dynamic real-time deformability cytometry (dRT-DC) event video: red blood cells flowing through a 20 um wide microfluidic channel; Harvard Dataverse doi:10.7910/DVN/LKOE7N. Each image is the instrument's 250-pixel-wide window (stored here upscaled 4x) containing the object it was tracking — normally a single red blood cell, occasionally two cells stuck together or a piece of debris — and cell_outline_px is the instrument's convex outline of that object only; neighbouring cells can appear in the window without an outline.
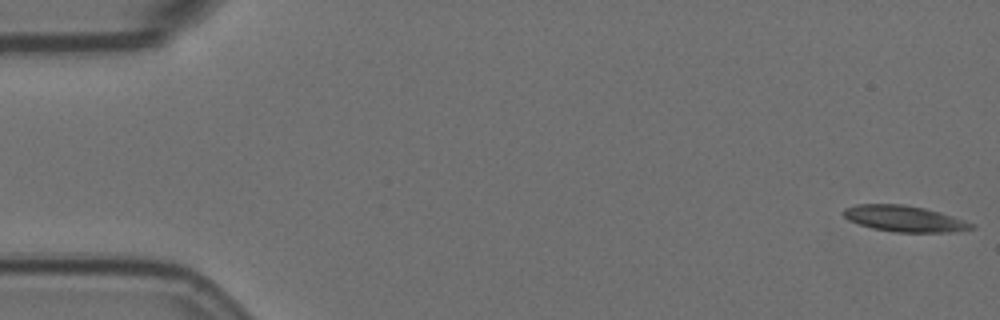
{"species": "Egyptian fruit bat (a non-hibernating species)", "species_latin": "Rousettus aegyptiacus", "temperature_condition": "room temperature", "stored_images_in_passage": 57, "camera_frame_rate_fps": 3000, "um_per_image_px": 0.085, "animal": {"sex": "female"}, "frame": {"image": 1, "passage_image": 1, "time_ms": 0.0, "image_size_px": [1000, 320], "cell_outline_px": [[976, 228], [956, 232], [896, 232], [872, 228], [848, 220], [840, 212], [844, 208], [856, 204], [904, 204], [924, 208], [940, 212], [976, 224]], "centroid_in_image_um": [76.88, 18.58], "position_along_channel_um": 8.1, "area_um2": 19.59}}
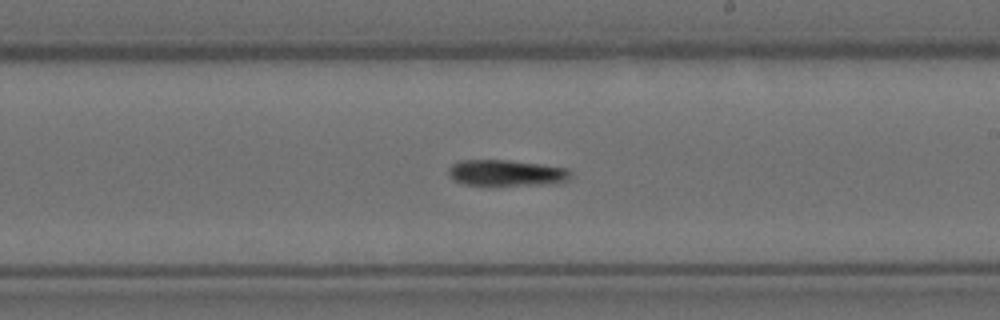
{"frame": {"image": 2, "passage_image": 33, "time_ms": 10.667, "image_size_px": [1000, 320], "cell_outline_px": [[572, 180], [560, 184], [464, 184], [448, 176], [448, 168], [452, 164], [460, 160], [508, 160], [540, 164], [568, 168], [572, 172]], "centroid_in_image_um": [43.13, 14.69], "position_along_channel_um": 245.9, "area_um2": 18.61}}
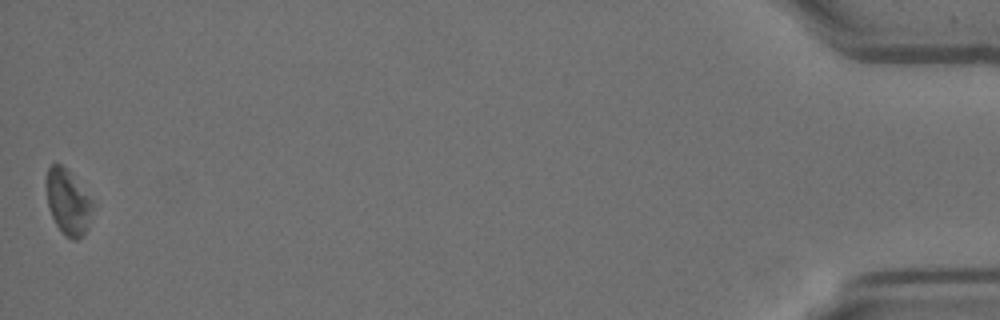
{"frame": {"image": 3, "passage_image": 57, "time_ms": 18.667, "image_size_px": [1000, 320], "cell_outline_px": [[92, 208], [88, 228], [84, 236], [76, 240], [72, 240], [64, 236], [60, 232], [52, 216], [48, 204], [48, 168], [52, 164], [60, 164], [68, 172], [92, 200]], "centroid_in_image_um": [5.8, 17.28], "position_along_channel_um": 429.4, "area_um2": 16.99}, "authors_computed_cell_mechanics": {"area_um2": 18.785, "velocity_mm_per_s": 3.5117, "shape_relaxation_time_tau1_ms": 3.4359, "shape_relaxation_time_tau2_ms": null, "deformation_change_tau1": 0.1416, "deformation_change_tau2": null}}